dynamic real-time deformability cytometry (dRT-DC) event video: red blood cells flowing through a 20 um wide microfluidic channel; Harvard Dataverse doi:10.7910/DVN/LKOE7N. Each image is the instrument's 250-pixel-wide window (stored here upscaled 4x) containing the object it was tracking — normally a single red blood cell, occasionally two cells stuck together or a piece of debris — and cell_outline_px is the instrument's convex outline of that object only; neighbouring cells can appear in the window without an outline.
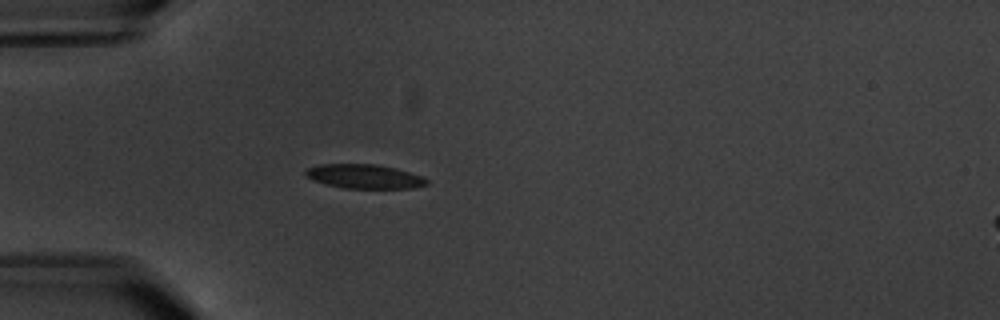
{"species": "common noctule bat (a hibernating species)", "species_latin": "Nyctalus noctula", "temperature_condition": "warm", "stored_images_in_passage": 6, "camera_frame_rate_fps": 3000, "um_per_image_px": 0.085, "animal": {"sex": "male", "body_mass_g": 20.1, "forearm_length_mm": 53.5}, "frame": {"image": 1, "passage_image": 5, "time_ms": 5.667, "image_size_px": [1000, 320], "cell_outline_px": [[428, 184], [412, 188], [344, 188], [312, 180], [304, 176], [304, 168], [320, 164], [376, 164], [396, 168], [424, 176], [428, 180]], "centroid_in_image_um": [30.95, 14.98], "position_along_channel_um": 54.0, "area_um2": 17.22}}